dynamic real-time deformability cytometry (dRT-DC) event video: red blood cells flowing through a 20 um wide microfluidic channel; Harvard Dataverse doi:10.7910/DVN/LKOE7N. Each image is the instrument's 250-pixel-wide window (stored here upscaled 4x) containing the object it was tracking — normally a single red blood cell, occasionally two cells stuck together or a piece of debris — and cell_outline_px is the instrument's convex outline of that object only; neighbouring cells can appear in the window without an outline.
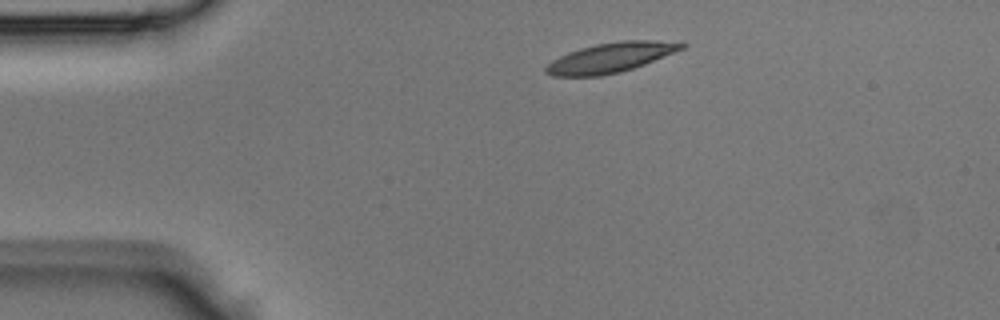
{"species": "Egyptian fruit bat (a non-hibernating species)", "species_latin": "Rousettus aegyptiacus", "temperature_condition": "room temperature", "stored_images_in_passage": 36, "camera_frame_rate_fps": 3000, "um_per_image_px": 0.085, "animal": {"sex": "male"}, "frame": {"image": 1, "passage_image": 1, "time_ms": 0.0, "image_size_px": [1000, 320], "cell_outline_px": [[688, 44], [684, 48], [644, 64], [620, 72], [600, 76], [552, 76], [544, 72], [544, 68], [552, 60], [568, 52], [580, 48], [596, 44], [620, 40], [652, 40]], "centroid_in_image_um": [51.85, 4.9], "position_along_channel_um": 33.2, "area_um2": 23.35}}
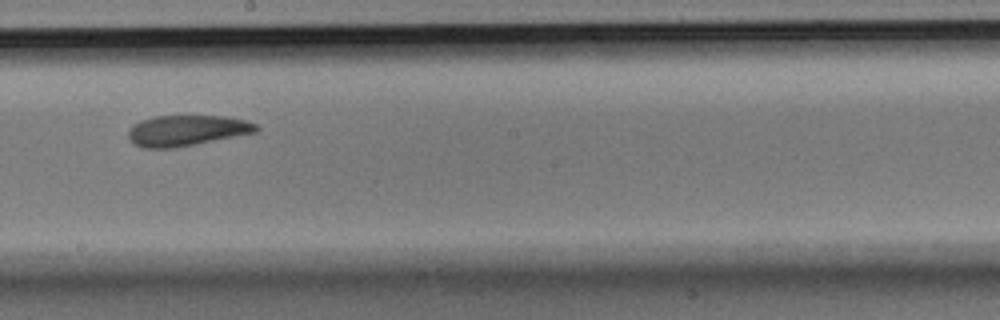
{"frame": {"image": 2, "passage_image": 17, "time_ms": 5.333, "image_size_px": [1000, 320], "cell_outline_px": [[260, 128], [256, 132], [196, 144], [172, 148], [144, 148], [132, 144], [128, 140], [128, 128], [132, 124], [140, 120], [156, 116], [224, 116], [248, 120], [256, 124]], "centroid_in_image_um": [15.83, 11.09], "position_along_channel_um": 232.4, "area_um2": 23.12}}
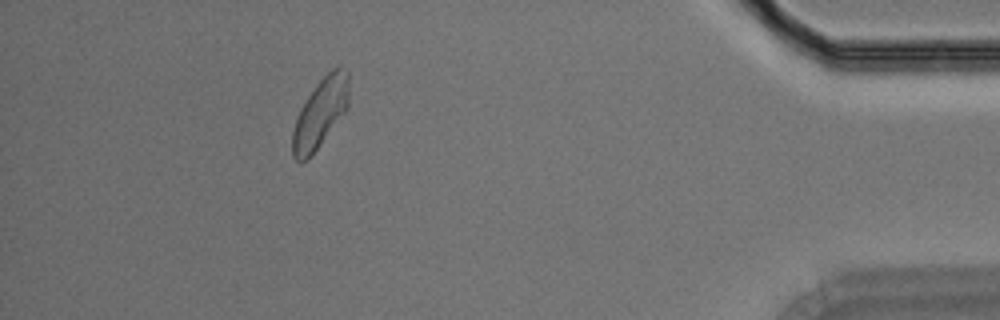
{"frame": {"image": 3, "passage_image": 32, "time_ms": 10.333, "image_size_px": [1000, 320], "cell_outline_px": [[348, 108], [316, 148], [304, 160], [296, 160], [292, 156], [292, 132], [300, 108], [316, 84], [332, 68], [340, 64], [348, 72]], "centroid_in_image_um": [27.23, 9.54], "position_along_channel_um": 408.0, "area_um2": 22.2}}